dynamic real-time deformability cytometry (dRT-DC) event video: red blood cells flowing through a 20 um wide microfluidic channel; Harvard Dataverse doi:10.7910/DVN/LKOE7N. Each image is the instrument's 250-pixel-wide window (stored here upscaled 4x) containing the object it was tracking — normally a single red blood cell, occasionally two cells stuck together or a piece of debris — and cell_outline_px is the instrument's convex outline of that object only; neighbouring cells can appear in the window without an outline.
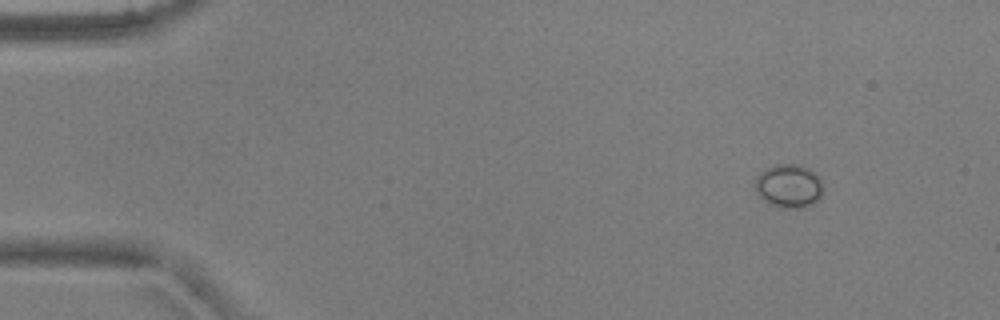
{"species": "common noctule bat (a hibernating species)", "species_latin": "Nyctalus noctula", "temperature_condition": "warm", "stored_images_in_passage": 4, "camera_frame_rate_fps": 3000, "um_per_image_px": 0.085, "animal": {"sex": "male", "body_mass_g": 17.9, "forearm_length_mm": 54.2}, "frame": {"image": 1, "passage_image": 1, "time_ms": 0.0, "image_size_px": [1000, 320], "cell_outline_px": [[824, 188], [820, 200], [812, 204], [800, 208], [780, 208], [768, 204], [756, 192], [756, 180], [760, 172], [776, 164], [800, 164], [808, 168], [820, 176]], "centroid_in_image_um": [67.1, 15.82], "position_along_channel_um": 17.9, "area_um2": 17.51}}
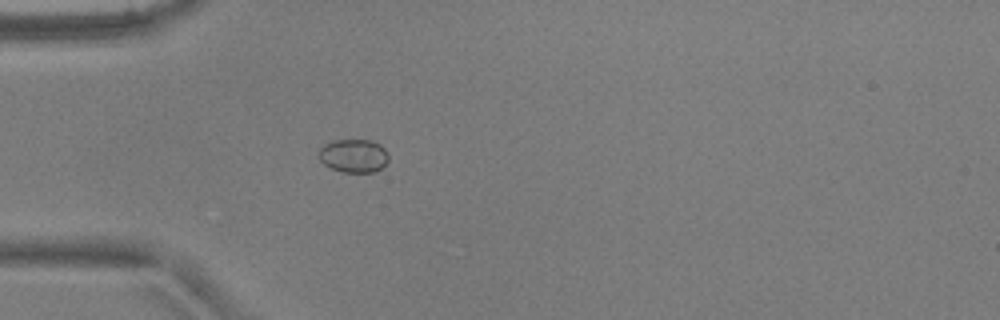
{"frame": {"image": 2, "passage_image": 4, "time_ms": 1.0, "image_size_px": [1000, 320], "cell_outline_px": [[388, 160], [376, 172], [340, 172], [324, 164], [320, 160], [316, 152], [324, 144], [332, 140], [372, 140], [380, 144], [384, 148], [388, 156]], "centroid_in_image_um": [30.02, 13.23], "position_along_channel_um": 55.0, "area_um2": 13.7}}